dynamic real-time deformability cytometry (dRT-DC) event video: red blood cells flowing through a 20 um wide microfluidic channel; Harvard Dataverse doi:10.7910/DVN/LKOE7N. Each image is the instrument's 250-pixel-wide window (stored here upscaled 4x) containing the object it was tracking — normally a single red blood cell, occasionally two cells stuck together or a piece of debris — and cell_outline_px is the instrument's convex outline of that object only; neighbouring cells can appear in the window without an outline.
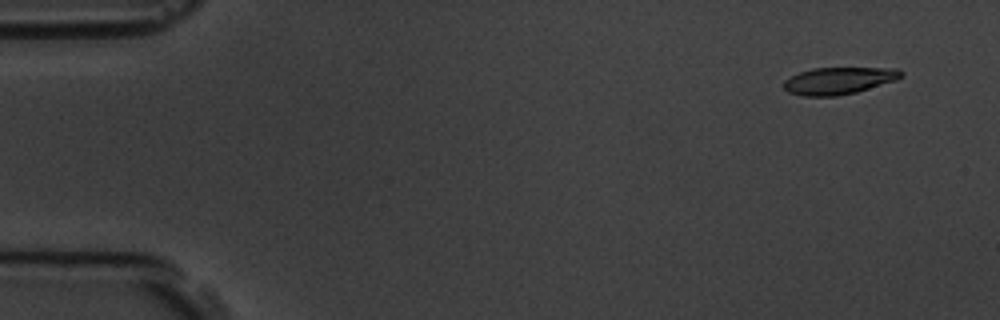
{"species": "common noctule bat (a hibernating species)", "species_latin": "Nyctalus noctula", "temperature_condition": "room temperature", "stored_images_in_passage": 4, "camera_frame_rate_fps": 3000, "um_per_image_px": 0.085, "animal": {"sex": "male", "body_mass_g": 19.5, "forearm_length_mm": 54.6}, "frame": {"image": 1, "passage_image": 1, "time_ms": 0.0, "image_size_px": [1000, 320], "cell_outline_px": [[904, 76], [896, 80], [856, 92], [836, 96], [804, 96], [788, 92], [784, 88], [784, 80], [800, 72], [812, 68], [896, 68], [904, 72]], "centroid_in_image_um": [71.31, 6.85], "position_along_channel_um": 13.7, "area_um2": 18.44}}